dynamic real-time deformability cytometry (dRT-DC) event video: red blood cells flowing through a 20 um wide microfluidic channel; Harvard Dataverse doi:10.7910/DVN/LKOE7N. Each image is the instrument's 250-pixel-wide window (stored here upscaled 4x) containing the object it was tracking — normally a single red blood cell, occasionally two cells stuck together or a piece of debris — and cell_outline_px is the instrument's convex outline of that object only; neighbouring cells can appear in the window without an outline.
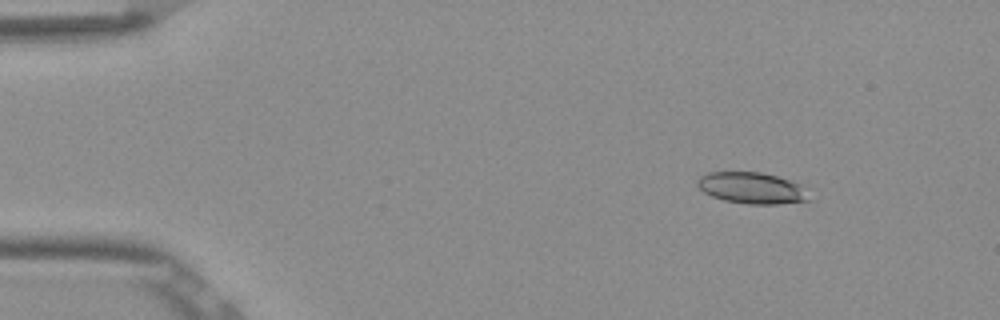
{"species": "Egyptian fruit bat (a non-hibernating species)", "species_latin": "Rousettus aegyptiacus", "temperature_condition": "room temperature", "stored_images_in_passage": 47, "camera_frame_rate_fps": 3000, "um_per_image_px": 0.085, "frame": {"image": 1, "passage_image": 1, "time_ms": 0.0, "image_size_px": [1000, 320], "cell_outline_px": [[812, 200], [780, 204], [748, 204], [724, 200], [712, 196], [704, 192], [696, 184], [696, 180], [700, 176], [708, 172], [760, 172], [776, 176], [800, 184]], "centroid_in_image_um": [63.89, 15.98], "position_along_channel_um": 21.1, "area_um2": 20.35}}
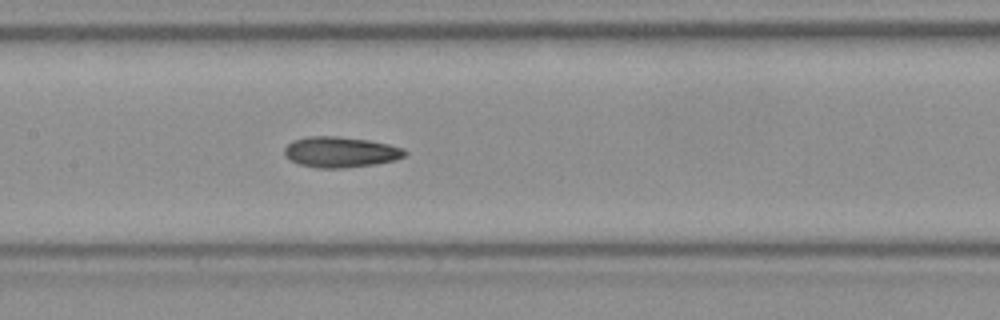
{"frame": {"image": 2, "passage_image": 20, "time_ms": 6.333, "image_size_px": [1000, 320], "cell_outline_px": [[408, 152], [404, 156], [396, 160], [376, 164], [344, 168], [316, 168], [300, 164], [284, 156], [284, 148], [292, 140], [308, 136], [336, 136], [368, 140], [388, 144], [404, 148]], "centroid_in_image_um": [28.95, 12.92], "position_along_channel_um": 178.5, "area_um2": 21.62}}
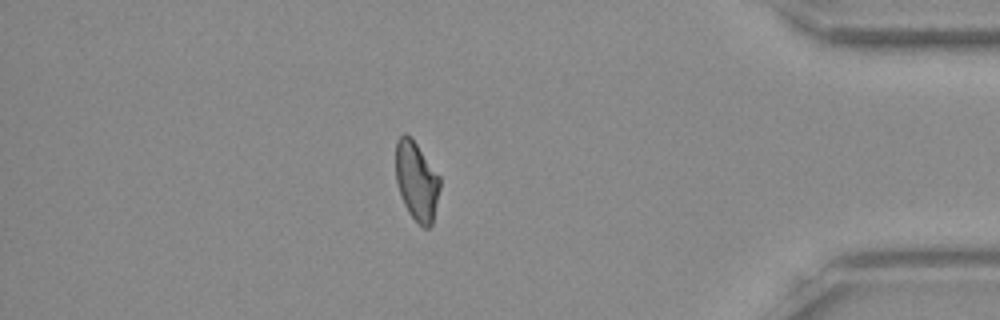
{"frame": {"image": 3, "passage_image": 40, "time_ms": 13.0, "image_size_px": [1000, 320], "cell_outline_px": [[440, 188], [432, 224], [428, 228], [424, 228], [408, 212], [404, 204], [396, 180], [396, 140], [404, 132], [412, 136], [440, 176]], "centroid_in_image_um": [35.42, 15.33], "position_along_channel_um": 399.8, "area_um2": 20.4}, "authors_computed_cell_mechanics": {"area_um2": 20.6924, "velocity_mm_per_s": 3.8663, "shape_relaxation_time_tau1_ms": null, "shape_relaxation_time_tau2_ms": 4.616, "deformation_change_tau1": null, "deformation_change_tau2": 0.1192}}